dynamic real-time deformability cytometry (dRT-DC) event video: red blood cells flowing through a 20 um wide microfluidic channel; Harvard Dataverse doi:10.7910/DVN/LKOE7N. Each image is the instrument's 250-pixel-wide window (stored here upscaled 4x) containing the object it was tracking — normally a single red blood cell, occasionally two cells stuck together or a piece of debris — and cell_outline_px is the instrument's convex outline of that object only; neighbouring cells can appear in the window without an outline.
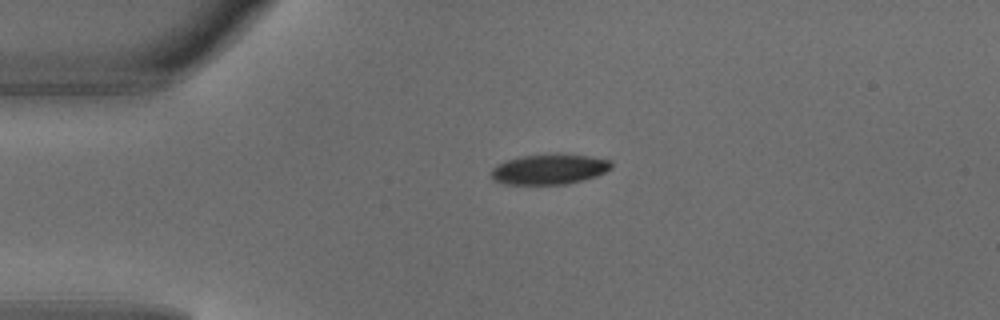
{"species": "common noctule bat (a hibernating species)", "species_latin": "Nyctalus noctula", "temperature_condition": "warm", "stored_images_in_passage": 2, "camera_frame_rate_fps": 3000, "um_per_image_px": 0.085, "animal": {"sex": "male", "body_mass_g": 18.8}, "frame": {"image": 1, "passage_image": 2, "time_ms": 0.333, "image_size_px": [1000, 320], "cell_outline_px": [[612, 168], [596, 176], [584, 180], [568, 184], [504, 184], [492, 180], [492, 168], [496, 164], [508, 160], [524, 156], [592, 156], [612, 160]], "centroid_in_image_um": [46.7, 14.42], "position_along_channel_um": 38.3, "area_um2": 20.63}}